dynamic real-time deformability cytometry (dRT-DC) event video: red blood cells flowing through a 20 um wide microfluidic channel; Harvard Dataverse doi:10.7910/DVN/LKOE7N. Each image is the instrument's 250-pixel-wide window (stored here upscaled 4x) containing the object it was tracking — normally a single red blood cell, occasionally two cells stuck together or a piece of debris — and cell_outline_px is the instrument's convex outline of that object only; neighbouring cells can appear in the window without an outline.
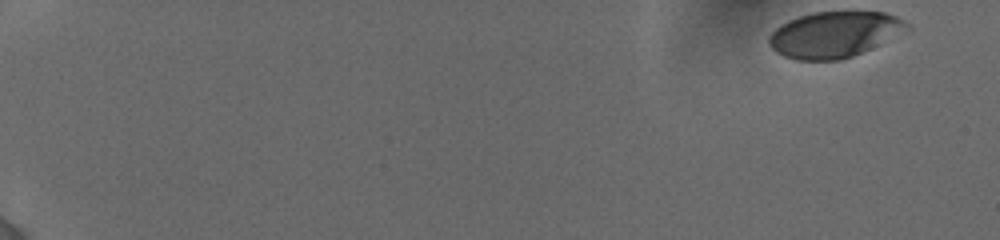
{"species": "human", "species_latin": "Homo sapiens", "temperature_condition": "cold", "stored_images_in_passage": 13, "camera_frame_rate_fps": 3000, "um_per_image_px": 0.085, "donor": {"sex": "female"}, "frame": {"image": 1, "passage_image": 1, "time_ms": 0.0, "image_size_px": [1000, 240], "cell_outline_px": [[912, 28], [880, 44], [852, 56], [840, 60], [796, 60], [784, 56], [776, 52], [768, 44], [768, 36], [780, 24], [788, 20], [812, 12], [884, 12], [896, 16], [904, 20]], "centroid_in_image_um": [70.91, 2.93], "position_along_channel_um": 14.1, "area_um2": 36.93}}
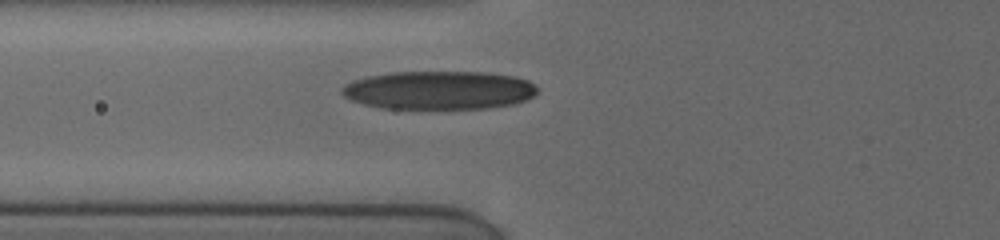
{"frame": {"image": 2, "passage_image": 10, "time_ms": 7.0, "image_size_px": [1000, 240], "cell_outline_px": [[536, 92], [532, 96], [524, 100], [512, 104], [488, 108], [384, 108], [364, 104], [352, 100], [344, 96], [340, 92], [340, 88], [344, 84], [352, 80], [368, 76], [392, 72], [484, 72], [516, 76], [528, 80], [536, 84]], "centroid_in_image_um": [37.3, 7.65], "position_along_channel_um": 88.5, "area_um2": 43.75}}
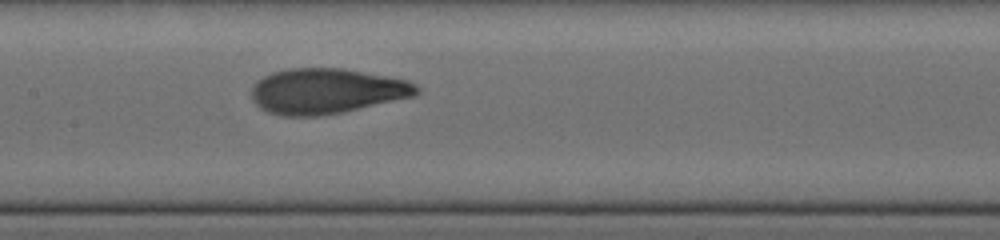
{"frame": {"image": 3, "passage_image": 13, "time_ms": 9.333, "image_size_px": [1000, 240], "cell_outline_px": [[420, 92], [416, 96], [344, 112], [320, 116], [284, 116], [268, 112], [260, 108], [252, 100], [252, 84], [256, 80], [272, 72], [288, 68], [344, 68], [408, 80], [416, 84], [420, 88]], "centroid_in_image_um": [27.77, 7.74], "position_along_channel_um": 179.6, "area_um2": 44.1}}